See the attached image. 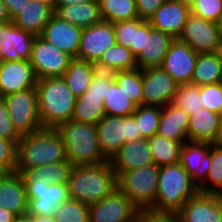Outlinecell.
<instances>
[{"label": "cell", "mask_w": 222, "mask_h": 222, "mask_svg": "<svg viewBox=\"0 0 222 222\" xmlns=\"http://www.w3.org/2000/svg\"><path fill=\"white\" fill-rule=\"evenodd\" d=\"M16 172L27 168L68 161L62 136L56 129H41L21 136L17 143Z\"/></svg>", "instance_id": "6da1fadb"}, {"label": "cell", "mask_w": 222, "mask_h": 222, "mask_svg": "<svg viewBox=\"0 0 222 222\" xmlns=\"http://www.w3.org/2000/svg\"><path fill=\"white\" fill-rule=\"evenodd\" d=\"M67 187L71 199L91 205L117 188V176L110 161L93 166H73Z\"/></svg>", "instance_id": "7a4b0ae2"}, {"label": "cell", "mask_w": 222, "mask_h": 222, "mask_svg": "<svg viewBox=\"0 0 222 222\" xmlns=\"http://www.w3.org/2000/svg\"><path fill=\"white\" fill-rule=\"evenodd\" d=\"M36 88L43 129H57L72 120L77 97L62 77L37 80Z\"/></svg>", "instance_id": "3957f363"}, {"label": "cell", "mask_w": 222, "mask_h": 222, "mask_svg": "<svg viewBox=\"0 0 222 222\" xmlns=\"http://www.w3.org/2000/svg\"><path fill=\"white\" fill-rule=\"evenodd\" d=\"M198 192V182L179 162L160 166L156 201L151 210L178 213Z\"/></svg>", "instance_id": "277c9868"}, {"label": "cell", "mask_w": 222, "mask_h": 222, "mask_svg": "<svg viewBox=\"0 0 222 222\" xmlns=\"http://www.w3.org/2000/svg\"><path fill=\"white\" fill-rule=\"evenodd\" d=\"M56 130L62 136L67 160L73 166H93L108 161L101 153L95 124L70 120Z\"/></svg>", "instance_id": "5b68a950"}, {"label": "cell", "mask_w": 222, "mask_h": 222, "mask_svg": "<svg viewBox=\"0 0 222 222\" xmlns=\"http://www.w3.org/2000/svg\"><path fill=\"white\" fill-rule=\"evenodd\" d=\"M160 166L149 164L121 173L117 188L140 211L151 209L156 201Z\"/></svg>", "instance_id": "8992f818"}, {"label": "cell", "mask_w": 222, "mask_h": 222, "mask_svg": "<svg viewBox=\"0 0 222 222\" xmlns=\"http://www.w3.org/2000/svg\"><path fill=\"white\" fill-rule=\"evenodd\" d=\"M96 129L101 153L108 161L124 143L143 139L133 114L125 117L105 114Z\"/></svg>", "instance_id": "52a82bcc"}, {"label": "cell", "mask_w": 222, "mask_h": 222, "mask_svg": "<svg viewBox=\"0 0 222 222\" xmlns=\"http://www.w3.org/2000/svg\"><path fill=\"white\" fill-rule=\"evenodd\" d=\"M10 120L20 136L43 129L38 112L37 88H29L3 97Z\"/></svg>", "instance_id": "ba28073f"}, {"label": "cell", "mask_w": 222, "mask_h": 222, "mask_svg": "<svg viewBox=\"0 0 222 222\" xmlns=\"http://www.w3.org/2000/svg\"><path fill=\"white\" fill-rule=\"evenodd\" d=\"M28 208L26 216L54 217L61 203L70 199L67 184H51L44 180H24Z\"/></svg>", "instance_id": "9c48e42d"}, {"label": "cell", "mask_w": 222, "mask_h": 222, "mask_svg": "<svg viewBox=\"0 0 222 222\" xmlns=\"http://www.w3.org/2000/svg\"><path fill=\"white\" fill-rule=\"evenodd\" d=\"M72 59L67 52L58 49L41 36L34 38L29 61L37 80L62 77Z\"/></svg>", "instance_id": "30bf717a"}, {"label": "cell", "mask_w": 222, "mask_h": 222, "mask_svg": "<svg viewBox=\"0 0 222 222\" xmlns=\"http://www.w3.org/2000/svg\"><path fill=\"white\" fill-rule=\"evenodd\" d=\"M197 53L218 52L222 43L218 23L190 13L178 38Z\"/></svg>", "instance_id": "8fae6325"}, {"label": "cell", "mask_w": 222, "mask_h": 222, "mask_svg": "<svg viewBox=\"0 0 222 222\" xmlns=\"http://www.w3.org/2000/svg\"><path fill=\"white\" fill-rule=\"evenodd\" d=\"M139 213L140 210L118 188L102 200L89 205L90 222H131Z\"/></svg>", "instance_id": "7c38bea8"}, {"label": "cell", "mask_w": 222, "mask_h": 222, "mask_svg": "<svg viewBox=\"0 0 222 222\" xmlns=\"http://www.w3.org/2000/svg\"><path fill=\"white\" fill-rule=\"evenodd\" d=\"M177 86L161 67L142 69L143 105L164 107L172 102Z\"/></svg>", "instance_id": "4fadbf2b"}, {"label": "cell", "mask_w": 222, "mask_h": 222, "mask_svg": "<svg viewBox=\"0 0 222 222\" xmlns=\"http://www.w3.org/2000/svg\"><path fill=\"white\" fill-rule=\"evenodd\" d=\"M198 53L186 42L174 39L160 66L178 85L191 83Z\"/></svg>", "instance_id": "5bb4252c"}, {"label": "cell", "mask_w": 222, "mask_h": 222, "mask_svg": "<svg viewBox=\"0 0 222 222\" xmlns=\"http://www.w3.org/2000/svg\"><path fill=\"white\" fill-rule=\"evenodd\" d=\"M115 44L113 23L102 21L83 28L77 58L95 64L102 54Z\"/></svg>", "instance_id": "9a60e30c"}, {"label": "cell", "mask_w": 222, "mask_h": 222, "mask_svg": "<svg viewBox=\"0 0 222 222\" xmlns=\"http://www.w3.org/2000/svg\"><path fill=\"white\" fill-rule=\"evenodd\" d=\"M178 215L181 222H222V195L198 192Z\"/></svg>", "instance_id": "2e32d148"}, {"label": "cell", "mask_w": 222, "mask_h": 222, "mask_svg": "<svg viewBox=\"0 0 222 222\" xmlns=\"http://www.w3.org/2000/svg\"><path fill=\"white\" fill-rule=\"evenodd\" d=\"M36 84L29 60L0 62V97L36 87Z\"/></svg>", "instance_id": "e0dca14e"}, {"label": "cell", "mask_w": 222, "mask_h": 222, "mask_svg": "<svg viewBox=\"0 0 222 222\" xmlns=\"http://www.w3.org/2000/svg\"><path fill=\"white\" fill-rule=\"evenodd\" d=\"M82 31L83 28L61 20L53 14L40 36L73 58H77Z\"/></svg>", "instance_id": "ac0fdd59"}, {"label": "cell", "mask_w": 222, "mask_h": 222, "mask_svg": "<svg viewBox=\"0 0 222 222\" xmlns=\"http://www.w3.org/2000/svg\"><path fill=\"white\" fill-rule=\"evenodd\" d=\"M190 13V8L179 0H166L148 22L153 28L177 39L183 31Z\"/></svg>", "instance_id": "d6986e66"}, {"label": "cell", "mask_w": 222, "mask_h": 222, "mask_svg": "<svg viewBox=\"0 0 222 222\" xmlns=\"http://www.w3.org/2000/svg\"><path fill=\"white\" fill-rule=\"evenodd\" d=\"M0 208L13 212L19 218L26 216L27 191L19 172L0 173Z\"/></svg>", "instance_id": "ffe728a7"}, {"label": "cell", "mask_w": 222, "mask_h": 222, "mask_svg": "<svg viewBox=\"0 0 222 222\" xmlns=\"http://www.w3.org/2000/svg\"><path fill=\"white\" fill-rule=\"evenodd\" d=\"M173 40L171 35L153 28L145 20V43L136 57L138 68L160 67Z\"/></svg>", "instance_id": "44dd1931"}, {"label": "cell", "mask_w": 222, "mask_h": 222, "mask_svg": "<svg viewBox=\"0 0 222 222\" xmlns=\"http://www.w3.org/2000/svg\"><path fill=\"white\" fill-rule=\"evenodd\" d=\"M36 36L15 26L13 21L3 24L1 61L29 60Z\"/></svg>", "instance_id": "7402d4cb"}, {"label": "cell", "mask_w": 222, "mask_h": 222, "mask_svg": "<svg viewBox=\"0 0 222 222\" xmlns=\"http://www.w3.org/2000/svg\"><path fill=\"white\" fill-rule=\"evenodd\" d=\"M110 163L117 177L123 172L153 164L148 140L143 138L124 143Z\"/></svg>", "instance_id": "603a6c76"}, {"label": "cell", "mask_w": 222, "mask_h": 222, "mask_svg": "<svg viewBox=\"0 0 222 222\" xmlns=\"http://www.w3.org/2000/svg\"><path fill=\"white\" fill-rule=\"evenodd\" d=\"M189 114L169 103L162 107L157 134L167 140L188 142Z\"/></svg>", "instance_id": "cb8c5ba5"}, {"label": "cell", "mask_w": 222, "mask_h": 222, "mask_svg": "<svg viewBox=\"0 0 222 222\" xmlns=\"http://www.w3.org/2000/svg\"><path fill=\"white\" fill-rule=\"evenodd\" d=\"M53 7L54 14L61 20L80 28H87L103 21L98 0L77 5H53Z\"/></svg>", "instance_id": "d4e9b609"}, {"label": "cell", "mask_w": 222, "mask_h": 222, "mask_svg": "<svg viewBox=\"0 0 222 222\" xmlns=\"http://www.w3.org/2000/svg\"><path fill=\"white\" fill-rule=\"evenodd\" d=\"M53 14V4L30 1L13 20V24L35 36H40Z\"/></svg>", "instance_id": "484cf974"}, {"label": "cell", "mask_w": 222, "mask_h": 222, "mask_svg": "<svg viewBox=\"0 0 222 222\" xmlns=\"http://www.w3.org/2000/svg\"><path fill=\"white\" fill-rule=\"evenodd\" d=\"M210 147L211 143L188 141L181 149L179 163L197 182L204 175Z\"/></svg>", "instance_id": "4316f807"}, {"label": "cell", "mask_w": 222, "mask_h": 222, "mask_svg": "<svg viewBox=\"0 0 222 222\" xmlns=\"http://www.w3.org/2000/svg\"><path fill=\"white\" fill-rule=\"evenodd\" d=\"M220 115L205 108L189 117L188 139L192 142L213 143L218 131Z\"/></svg>", "instance_id": "83f0119b"}, {"label": "cell", "mask_w": 222, "mask_h": 222, "mask_svg": "<svg viewBox=\"0 0 222 222\" xmlns=\"http://www.w3.org/2000/svg\"><path fill=\"white\" fill-rule=\"evenodd\" d=\"M97 71L94 63L73 58L62 78L73 94L78 97L87 91Z\"/></svg>", "instance_id": "f1b7e54d"}, {"label": "cell", "mask_w": 222, "mask_h": 222, "mask_svg": "<svg viewBox=\"0 0 222 222\" xmlns=\"http://www.w3.org/2000/svg\"><path fill=\"white\" fill-rule=\"evenodd\" d=\"M199 192L222 195V146L212 144L204 175L198 182Z\"/></svg>", "instance_id": "f546056e"}, {"label": "cell", "mask_w": 222, "mask_h": 222, "mask_svg": "<svg viewBox=\"0 0 222 222\" xmlns=\"http://www.w3.org/2000/svg\"><path fill=\"white\" fill-rule=\"evenodd\" d=\"M222 73L220 52L198 53L191 84L198 87L218 83Z\"/></svg>", "instance_id": "4dcf8cb0"}, {"label": "cell", "mask_w": 222, "mask_h": 222, "mask_svg": "<svg viewBox=\"0 0 222 222\" xmlns=\"http://www.w3.org/2000/svg\"><path fill=\"white\" fill-rule=\"evenodd\" d=\"M95 66L98 71L112 73L138 68L136 57L132 51L117 43L102 54Z\"/></svg>", "instance_id": "1f68e13d"}, {"label": "cell", "mask_w": 222, "mask_h": 222, "mask_svg": "<svg viewBox=\"0 0 222 222\" xmlns=\"http://www.w3.org/2000/svg\"><path fill=\"white\" fill-rule=\"evenodd\" d=\"M73 165L69 161H62L47 165L27 168L22 177L24 180H44L51 184H68Z\"/></svg>", "instance_id": "d6a6232c"}, {"label": "cell", "mask_w": 222, "mask_h": 222, "mask_svg": "<svg viewBox=\"0 0 222 222\" xmlns=\"http://www.w3.org/2000/svg\"><path fill=\"white\" fill-rule=\"evenodd\" d=\"M152 151L153 163L157 166L175 164L179 162L183 147L181 141L167 140L155 134L147 139Z\"/></svg>", "instance_id": "836d02e7"}, {"label": "cell", "mask_w": 222, "mask_h": 222, "mask_svg": "<svg viewBox=\"0 0 222 222\" xmlns=\"http://www.w3.org/2000/svg\"><path fill=\"white\" fill-rule=\"evenodd\" d=\"M104 115V105L101 98L88 96L87 92L77 97L72 120L96 125Z\"/></svg>", "instance_id": "e575fe53"}, {"label": "cell", "mask_w": 222, "mask_h": 222, "mask_svg": "<svg viewBox=\"0 0 222 222\" xmlns=\"http://www.w3.org/2000/svg\"><path fill=\"white\" fill-rule=\"evenodd\" d=\"M102 20L115 23L138 17L135 0H98Z\"/></svg>", "instance_id": "d590c367"}, {"label": "cell", "mask_w": 222, "mask_h": 222, "mask_svg": "<svg viewBox=\"0 0 222 222\" xmlns=\"http://www.w3.org/2000/svg\"><path fill=\"white\" fill-rule=\"evenodd\" d=\"M103 105L105 114L119 117L132 115L137 107L115 82L111 87H108V93L105 96Z\"/></svg>", "instance_id": "8d00e7d4"}, {"label": "cell", "mask_w": 222, "mask_h": 222, "mask_svg": "<svg viewBox=\"0 0 222 222\" xmlns=\"http://www.w3.org/2000/svg\"><path fill=\"white\" fill-rule=\"evenodd\" d=\"M113 79L137 106L143 105L142 69L113 72Z\"/></svg>", "instance_id": "74e56055"}, {"label": "cell", "mask_w": 222, "mask_h": 222, "mask_svg": "<svg viewBox=\"0 0 222 222\" xmlns=\"http://www.w3.org/2000/svg\"><path fill=\"white\" fill-rule=\"evenodd\" d=\"M161 112L162 107L158 106L140 105L136 107L133 116L138 124L139 131H141L142 138L148 139L157 134Z\"/></svg>", "instance_id": "f35d334b"}, {"label": "cell", "mask_w": 222, "mask_h": 222, "mask_svg": "<svg viewBox=\"0 0 222 222\" xmlns=\"http://www.w3.org/2000/svg\"><path fill=\"white\" fill-rule=\"evenodd\" d=\"M171 104L184 110L189 116L195 114L203 108L199 87L191 83L178 85Z\"/></svg>", "instance_id": "ab89813d"}, {"label": "cell", "mask_w": 222, "mask_h": 222, "mask_svg": "<svg viewBox=\"0 0 222 222\" xmlns=\"http://www.w3.org/2000/svg\"><path fill=\"white\" fill-rule=\"evenodd\" d=\"M54 218L56 222H90L89 205L70 198L59 205Z\"/></svg>", "instance_id": "60d3db41"}, {"label": "cell", "mask_w": 222, "mask_h": 222, "mask_svg": "<svg viewBox=\"0 0 222 222\" xmlns=\"http://www.w3.org/2000/svg\"><path fill=\"white\" fill-rule=\"evenodd\" d=\"M190 11L204 20L218 23L222 17V0H195Z\"/></svg>", "instance_id": "b9f144b4"}, {"label": "cell", "mask_w": 222, "mask_h": 222, "mask_svg": "<svg viewBox=\"0 0 222 222\" xmlns=\"http://www.w3.org/2000/svg\"><path fill=\"white\" fill-rule=\"evenodd\" d=\"M200 99L203 108L222 114V87L219 83L200 86Z\"/></svg>", "instance_id": "7bdbcfd3"}, {"label": "cell", "mask_w": 222, "mask_h": 222, "mask_svg": "<svg viewBox=\"0 0 222 222\" xmlns=\"http://www.w3.org/2000/svg\"><path fill=\"white\" fill-rule=\"evenodd\" d=\"M17 145L0 137V173L15 172Z\"/></svg>", "instance_id": "ee69618b"}, {"label": "cell", "mask_w": 222, "mask_h": 222, "mask_svg": "<svg viewBox=\"0 0 222 222\" xmlns=\"http://www.w3.org/2000/svg\"><path fill=\"white\" fill-rule=\"evenodd\" d=\"M113 83L114 79L112 72L97 71L86 92L88 96L99 97L104 101L108 93V87H111Z\"/></svg>", "instance_id": "f6af8a7d"}, {"label": "cell", "mask_w": 222, "mask_h": 222, "mask_svg": "<svg viewBox=\"0 0 222 222\" xmlns=\"http://www.w3.org/2000/svg\"><path fill=\"white\" fill-rule=\"evenodd\" d=\"M0 137L13 141L16 145L21 139V136L13 127L8 108L3 97H0Z\"/></svg>", "instance_id": "bcb514c9"}, {"label": "cell", "mask_w": 222, "mask_h": 222, "mask_svg": "<svg viewBox=\"0 0 222 222\" xmlns=\"http://www.w3.org/2000/svg\"><path fill=\"white\" fill-rule=\"evenodd\" d=\"M116 43L130 49L133 45L134 19L113 23Z\"/></svg>", "instance_id": "7dc6e473"}, {"label": "cell", "mask_w": 222, "mask_h": 222, "mask_svg": "<svg viewBox=\"0 0 222 222\" xmlns=\"http://www.w3.org/2000/svg\"><path fill=\"white\" fill-rule=\"evenodd\" d=\"M143 222H181L178 213L157 212L151 209L139 213Z\"/></svg>", "instance_id": "c3c4849f"}, {"label": "cell", "mask_w": 222, "mask_h": 222, "mask_svg": "<svg viewBox=\"0 0 222 222\" xmlns=\"http://www.w3.org/2000/svg\"><path fill=\"white\" fill-rule=\"evenodd\" d=\"M145 43V20L139 17L134 19V37L133 45H130V50L137 57L144 47Z\"/></svg>", "instance_id": "681fc988"}, {"label": "cell", "mask_w": 222, "mask_h": 222, "mask_svg": "<svg viewBox=\"0 0 222 222\" xmlns=\"http://www.w3.org/2000/svg\"><path fill=\"white\" fill-rule=\"evenodd\" d=\"M138 17L144 20L149 18L166 0H135Z\"/></svg>", "instance_id": "f907efd6"}, {"label": "cell", "mask_w": 222, "mask_h": 222, "mask_svg": "<svg viewBox=\"0 0 222 222\" xmlns=\"http://www.w3.org/2000/svg\"><path fill=\"white\" fill-rule=\"evenodd\" d=\"M31 0H3L6 11L13 21L20 13L21 10L30 3Z\"/></svg>", "instance_id": "816d5d0a"}, {"label": "cell", "mask_w": 222, "mask_h": 222, "mask_svg": "<svg viewBox=\"0 0 222 222\" xmlns=\"http://www.w3.org/2000/svg\"><path fill=\"white\" fill-rule=\"evenodd\" d=\"M19 217L13 212L0 208V222H16Z\"/></svg>", "instance_id": "f5cc1de1"}, {"label": "cell", "mask_w": 222, "mask_h": 222, "mask_svg": "<svg viewBox=\"0 0 222 222\" xmlns=\"http://www.w3.org/2000/svg\"><path fill=\"white\" fill-rule=\"evenodd\" d=\"M10 21H11V18L9 17L6 11L3 0H0V25L8 23Z\"/></svg>", "instance_id": "db71d44e"}, {"label": "cell", "mask_w": 222, "mask_h": 222, "mask_svg": "<svg viewBox=\"0 0 222 222\" xmlns=\"http://www.w3.org/2000/svg\"><path fill=\"white\" fill-rule=\"evenodd\" d=\"M93 0H54L53 5H72L84 4Z\"/></svg>", "instance_id": "11a10c76"}, {"label": "cell", "mask_w": 222, "mask_h": 222, "mask_svg": "<svg viewBox=\"0 0 222 222\" xmlns=\"http://www.w3.org/2000/svg\"><path fill=\"white\" fill-rule=\"evenodd\" d=\"M30 219L31 222H56L54 217H48L45 215L39 216H25Z\"/></svg>", "instance_id": "9f6ffc18"}, {"label": "cell", "mask_w": 222, "mask_h": 222, "mask_svg": "<svg viewBox=\"0 0 222 222\" xmlns=\"http://www.w3.org/2000/svg\"><path fill=\"white\" fill-rule=\"evenodd\" d=\"M212 144L222 146V114L220 115L218 131L215 137V141Z\"/></svg>", "instance_id": "6f0895ef"}, {"label": "cell", "mask_w": 222, "mask_h": 222, "mask_svg": "<svg viewBox=\"0 0 222 222\" xmlns=\"http://www.w3.org/2000/svg\"><path fill=\"white\" fill-rule=\"evenodd\" d=\"M3 44V24L0 25V62H1V47Z\"/></svg>", "instance_id": "680465c9"}, {"label": "cell", "mask_w": 222, "mask_h": 222, "mask_svg": "<svg viewBox=\"0 0 222 222\" xmlns=\"http://www.w3.org/2000/svg\"><path fill=\"white\" fill-rule=\"evenodd\" d=\"M184 5L188 6L189 8L194 4L195 0H179Z\"/></svg>", "instance_id": "91938a15"}, {"label": "cell", "mask_w": 222, "mask_h": 222, "mask_svg": "<svg viewBox=\"0 0 222 222\" xmlns=\"http://www.w3.org/2000/svg\"><path fill=\"white\" fill-rule=\"evenodd\" d=\"M34 2L42 3V4H53L54 0H31Z\"/></svg>", "instance_id": "94428289"}, {"label": "cell", "mask_w": 222, "mask_h": 222, "mask_svg": "<svg viewBox=\"0 0 222 222\" xmlns=\"http://www.w3.org/2000/svg\"><path fill=\"white\" fill-rule=\"evenodd\" d=\"M218 26H219L220 36H221V40H222V17L218 22Z\"/></svg>", "instance_id": "6125c7cd"}, {"label": "cell", "mask_w": 222, "mask_h": 222, "mask_svg": "<svg viewBox=\"0 0 222 222\" xmlns=\"http://www.w3.org/2000/svg\"><path fill=\"white\" fill-rule=\"evenodd\" d=\"M16 222H31V221L29 218L23 217V218H19Z\"/></svg>", "instance_id": "be15d7a7"}, {"label": "cell", "mask_w": 222, "mask_h": 222, "mask_svg": "<svg viewBox=\"0 0 222 222\" xmlns=\"http://www.w3.org/2000/svg\"><path fill=\"white\" fill-rule=\"evenodd\" d=\"M131 222H143V221L141 220V217L138 216L136 219H134V220L131 221Z\"/></svg>", "instance_id": "e7e4bbea"}, {"label": "cell", "mask_w": 222, "mask_h": 222, "mask_svg": "<svg viewBox=\"0 0 222 222\" xmlns=\"http://www.w3.org/2000/svg\"><path fill=\"white\" fill-rule=\"evenodd\" d=\"M219 85L222 87V73H221V76H220V79H219Z\"/></svg>", "instance_id": "03108f58"}, {"label": "cell", "mask_w": 222, "mask_h": 222, "mask_svg": "<svg viewBox=\"0 0 222 222\" xmlns=\"http://www.w3.org/2000/svg\"><path fill=\"white\" fill-rule=\"evenodd\" d=\"M219 52H220V55H221V57H222V43H221Z\"/></svg>", "instance_id": "003e7915"}]
</instances>
